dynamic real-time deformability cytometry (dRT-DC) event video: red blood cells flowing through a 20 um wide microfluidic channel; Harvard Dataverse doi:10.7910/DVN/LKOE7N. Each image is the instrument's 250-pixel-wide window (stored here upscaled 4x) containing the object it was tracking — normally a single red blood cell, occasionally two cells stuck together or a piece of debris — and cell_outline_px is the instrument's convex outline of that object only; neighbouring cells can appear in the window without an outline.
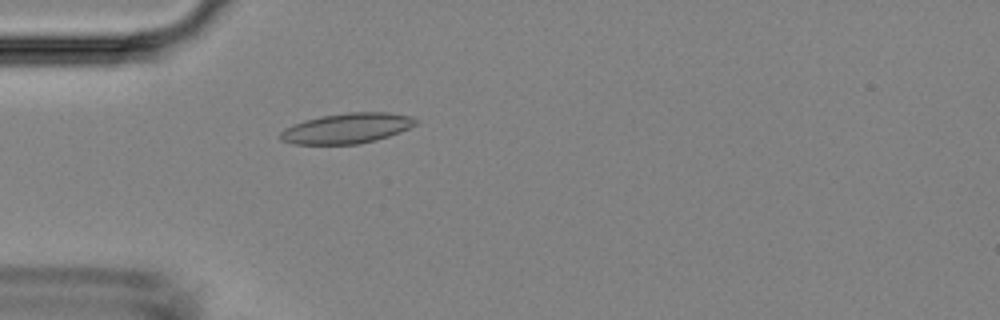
{"species": "Egyptian fruit bat (a non-hibernating species)", "species_latin": "Rousettus aegyptiacus", "temperature_condition": "room temperature", "stored_images_in_passage": 48, "camera_frame_rate_fps": 3000, "um_per_image_px": 0.085, "animal": {"sex": "female"}, "frame": {"image": 1, "passage_image": 14, "time_ms": 4.333, "image_size_px": [1000, 320], "cell_outline_px": [[420, 120], [416, 124], [400, 132], [376, 140], [356, 144], [292, 144], [280, 140], [276, 136], [284, 128], [292, 124], [304, 120], [320, 116], [348, 112], [388, 112], [412, 116]], "centroid_in_image_um": [29.45, 10.9], "position_along_channel_um": 55.5, "area_um2": 24.16}}
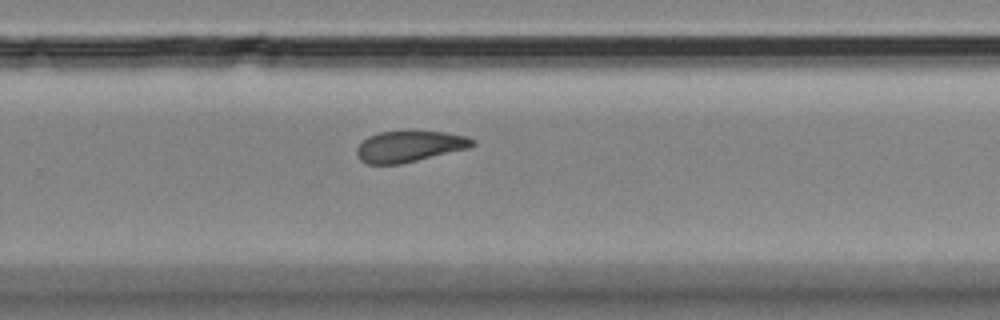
{"frame": {"image": 2, "passage_image": 32, "time_ms": 10.333, "image_size_px": [1000, 320], "cell_outline_px": [[476, 144], [468, 148], [400, 164], [368, 164], [360, 160], [356, 156], [356, 148], [368, 136], [380, 132], [444, 132], [468, 136], [476, 140]], "centroid_in_image_um": [34.8, 12.45], "position_along_channel_um": 295.0, "area_um2": 20.75}}
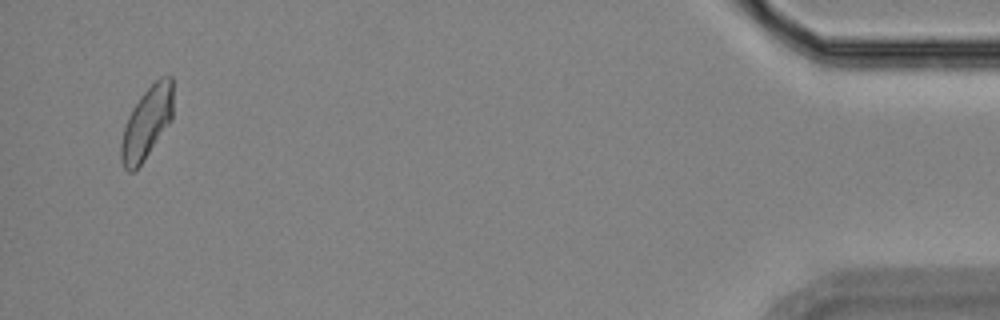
{"frame": {"image": 3, "passage_image": 47, "time_ms": 15.333, "image_size_px": [1000, 320], "cell_outline_px": [[172, 120], [144, 160], [132, 172], [128, 172], [124, 168], [120, 160], [120, 144], [124, 128], [128, 116], [132, 108], [140, 96], [160, 76], [172, 76]], "centroid_in_image_um": [12.46, 10.45], "position_along_channel_um": 422.7, "area_um2": 21.73}}